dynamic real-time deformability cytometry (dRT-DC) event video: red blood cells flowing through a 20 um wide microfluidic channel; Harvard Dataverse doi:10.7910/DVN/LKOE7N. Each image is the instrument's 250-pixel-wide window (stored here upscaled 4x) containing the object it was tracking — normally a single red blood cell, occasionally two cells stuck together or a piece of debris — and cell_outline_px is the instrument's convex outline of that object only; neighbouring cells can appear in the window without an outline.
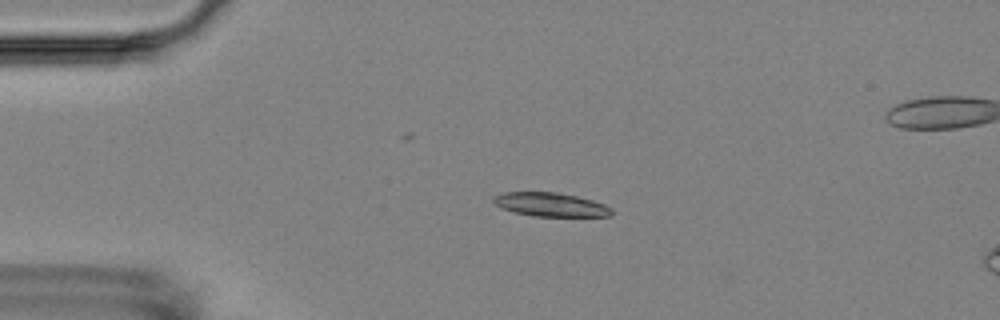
{"species": "Egyptian fruit bat (a non-hibernating species)", "species_latin": "Rousettus aegyptiacus", "temperature_condition": "room temperature", "stored_images_in_passage": 6, "camera_frame_rate_fps": 3000, "um_per_image_px": 0.085, "animal": {"sex": "female"}, "frame": {"image": 1, "passage_image": 4, "time_ms": 3.667, "image_size_px": [1000, 320], "cell_outline_px": [[612, 216], [532, 216], [516, 212], [504, 208], [496, 204], [492, 200], [492, 196], [504, 192], [556, 192], [576, 196], [592, 200], [604, 204], [612, 208]], "centroid_in_image_um": [46.81, 17.38], "position_along_channel_um": 38.2, "area_um2": 16.24}}